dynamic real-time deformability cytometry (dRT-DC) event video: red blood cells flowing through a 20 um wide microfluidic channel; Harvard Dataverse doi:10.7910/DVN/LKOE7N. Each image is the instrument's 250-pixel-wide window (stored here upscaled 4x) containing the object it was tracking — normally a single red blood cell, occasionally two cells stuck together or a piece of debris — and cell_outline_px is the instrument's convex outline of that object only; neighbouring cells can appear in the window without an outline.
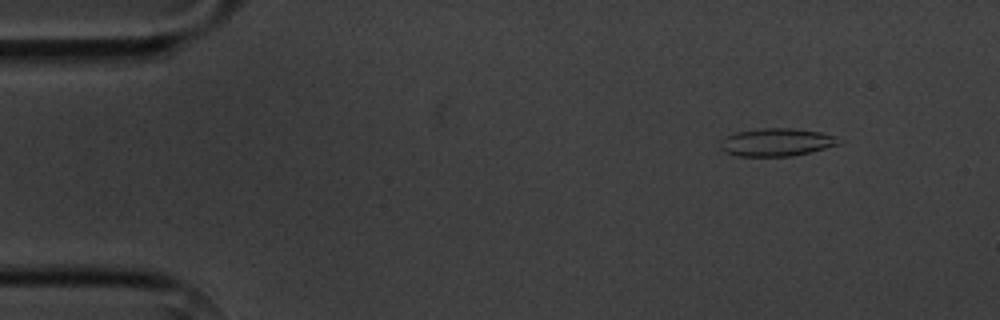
{"species": "common noctule bat (a hibernating species)", "species_latin": "Nyctalus noctula", "temperature_condition": "cold", "stored_images_in_passage": 5, "camera_frame_rate_fps": 3000, "um_per_image_px": 0.085, "animal": {"sex": "male", "body_mass_g": 20.1, "forearm_length_mm": 53.5}, "frame": {"image": 1, "passage_image": 2, "time_ms": 1.0, "image_size_px": [1000, 320], "cell_outline_px": [[844, 140], [840, 144], [792, 156], [736, 156], [724, 152], [720, 148], [720, 140], [736, 132], [764, 128], [792, 128], [820, 132], [836, 136]], "centroid_in_image_um": [66.01, 12.09], "position_along_channel_um": 19.0, "area_um2": 19.25}}